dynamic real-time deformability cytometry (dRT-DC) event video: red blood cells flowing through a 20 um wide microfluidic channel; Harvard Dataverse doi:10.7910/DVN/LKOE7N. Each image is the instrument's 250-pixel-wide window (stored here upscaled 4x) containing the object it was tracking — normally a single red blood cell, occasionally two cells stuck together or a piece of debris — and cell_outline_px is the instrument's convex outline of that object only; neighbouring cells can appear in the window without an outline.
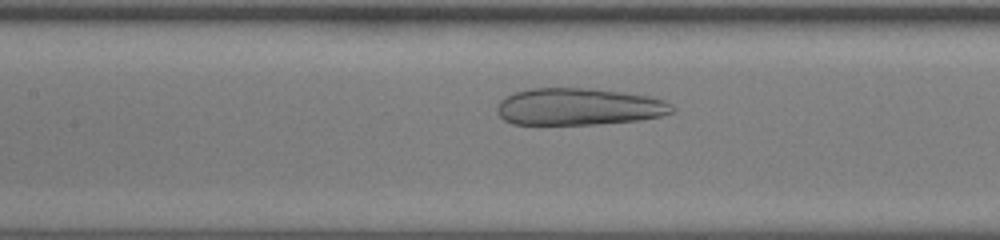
{"species": "human", "species_latin": "Homo sapiens", "temperature_condition": "room temperature", "stored_images_in_passage": 34, "camera_frame_rate_fps": 3000, "um_per_image_px": 0.085, "donor": {"sex": "female"}, "frame": {"image": 1, "passage_image": 9, "time_ms": 2.667, "image_size_px": [1000, 240], "cell_outline_px": [[676, 108], [672, 112], [660, 116], [640, 120], [596, 124], [512, 124], [504, 120], [496, 112], [496, 108], [500, 100], [516, 92], [528, 88], [592, 88], [624, 92], [648, 96], [664, 100], [672, 104]], "centroid_in_image_um": [49.2, 9.06], "position_along_channel_um": 158.2, "area_um2": 37.92}}
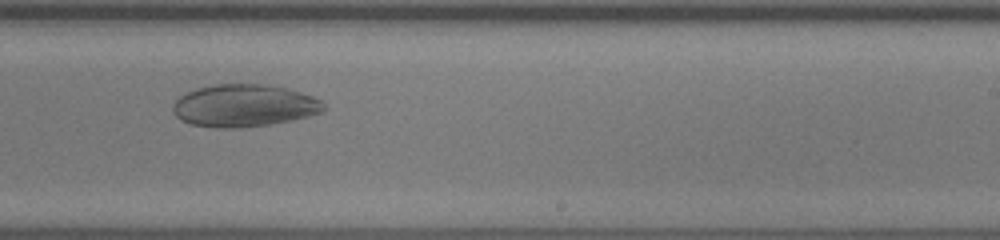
{"frame": {"image": 2, "passage_image": 17, "time_ms": 5.333, "image_size_px": [1000, 240], "cell_outline_px": [[328, 108], [320, 112], [308, 116], [292, 120], [268, 124], [240, 128], [216, 128], [192, 124], [180, 120], [172, 112], [172, 104], [180, 96], [196, 88], [212, 84], [264, 84], [284, 88], [300, 92], [312, 96], [320, 100]], "centroid_in_image_um": [20.72, 8.98], "position_along_channel_um": 268.3, "area_um2": 37.28}}
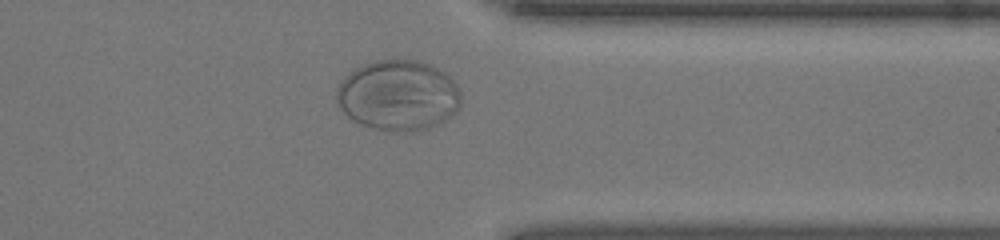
{"frame": {"image": 3, "passage_image": 25, "time_ms": 8.0, "image_size_px": [1000, 240], "cell_outline_px": [[460, 108], [456, 112], [444, 120], [428, 128], [412, 132], [392, 132], [372, 128], [360, 124], [352, 120], [340, 108], [336, 100], [336, 88], [340, 80], [348, 72], [364, 64], [376, 60], [416, 60], [428, 64], [444, 72], [456, 84], [460, 92]], "centroid_in_image_um": [33.81, 8.12], "position_along_channel_um": 377.6, "area_um2": 51.38}}